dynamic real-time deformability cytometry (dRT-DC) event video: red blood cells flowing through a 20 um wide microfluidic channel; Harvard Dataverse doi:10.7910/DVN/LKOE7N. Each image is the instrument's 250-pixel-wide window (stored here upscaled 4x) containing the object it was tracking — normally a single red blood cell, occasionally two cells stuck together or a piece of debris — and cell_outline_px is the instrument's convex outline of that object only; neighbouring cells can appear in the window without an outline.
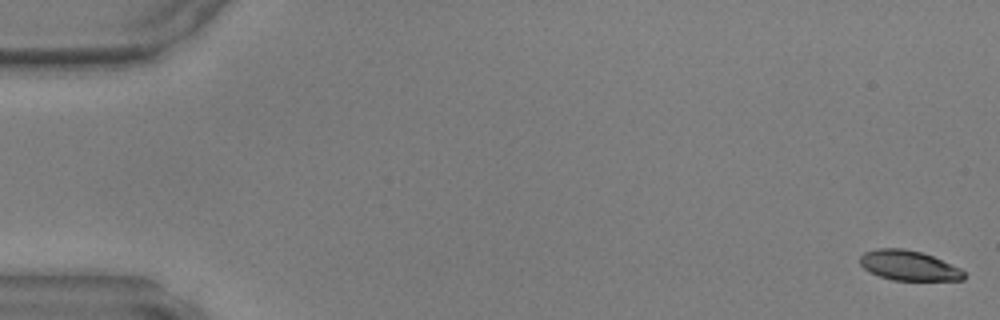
{"species": "common noctule bat (a hibernating species)", "species_latin": "Nyctalus noctula", "temperature_condition": "warm", "stored_images_in_passage": 22, "camera_frame_rate_fps": 3000, "um_per_image_px": 0.085, "animal": {"sex": "male", "body_mass_g": 17.9, "forearm_length_mm": 54.2}, "frame": {"image": 1, "passage_image": 1, "time_ms": 0.0, "image_size_px": [1000, 320], "cell_outline_px": [[964, 280], [892, 280], [880, 276], [864, 268], [860, 264], [860, 256], [864, 252], [880, 248], [904, 248], [920, 252], [932, 256], [960, 268], [964, 272]], "centroid_in_image_um": [77.23, 22.56], "position_along_channel_um": 7.8, "area_um2": 17.92}}